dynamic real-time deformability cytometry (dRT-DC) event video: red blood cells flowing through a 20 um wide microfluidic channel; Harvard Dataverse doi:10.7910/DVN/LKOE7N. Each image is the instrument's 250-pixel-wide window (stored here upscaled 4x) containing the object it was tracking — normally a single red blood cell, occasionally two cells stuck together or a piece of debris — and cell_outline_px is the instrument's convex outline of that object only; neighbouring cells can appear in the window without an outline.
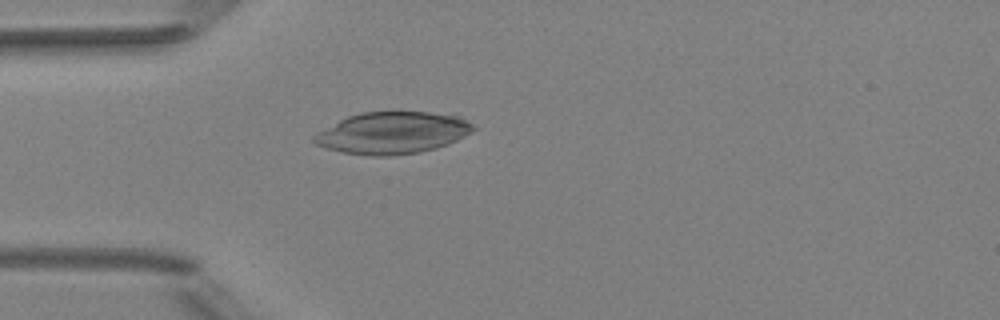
{"species": "Egyptian fruit bat (a non-hibernating species)", "species_latin": "Rousettus aegyptiacus", "temperature_condition": "room temperature", "stored_images_in_passage": 4, "camera_frame_rate_fps": 3000, "um_per_image_px": 0.085, "animal": {"sex": "female"}, "frame": {"image": 1, "passage_image": 4, "time_ms": 3.333, "image_size_px": [1000, 320], "cell_outline_px": [[476, 128], [472, 132], [448, 144], [436, 148], [420, 152], [388, 156], [372, 156], [344, 152], [328, 148], [316, 144], [312, 140], [312, 136], [316, 132], [348, 116], [360, 112], [400, 108], [460, 116], [472, 124]], "centroid_in_image_um": [33.37, 11.24], "position_along_channel_um": 51.6, "area_um2": 39.77}}